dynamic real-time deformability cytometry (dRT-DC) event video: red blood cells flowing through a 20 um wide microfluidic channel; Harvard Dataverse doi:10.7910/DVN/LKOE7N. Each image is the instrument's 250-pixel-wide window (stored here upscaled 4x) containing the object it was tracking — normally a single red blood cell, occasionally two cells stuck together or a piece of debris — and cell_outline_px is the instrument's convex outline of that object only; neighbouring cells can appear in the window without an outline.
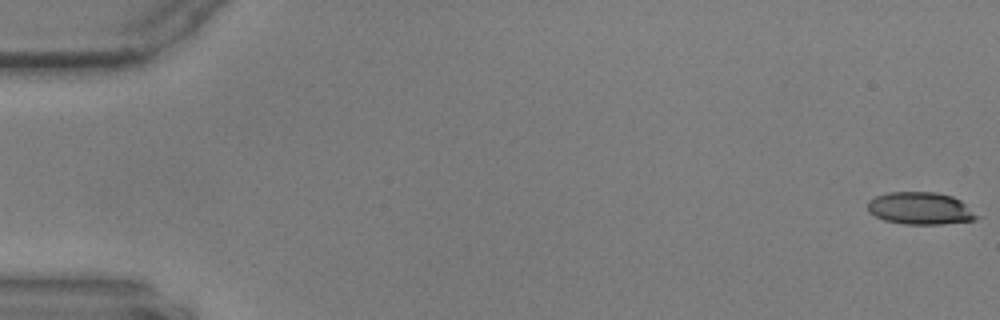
{"species": "common noctule bat (a hibernating species)", "species_latin": "Nyctalus noctula", "temperature_condition": "warm", "stored_images_in_passage": 59, "camera_frame_rate_fps": 3000, "um_per_image_px": 0.085, "animal": {"sex": "male", "body_mass_g": 17.9, "forearm_length_mm": 54.2}, "frame": {"image": 1, "passage_image": 1, "time_ms": 0.0, "image_size_px": [1000, 320], "cell_outline_px": [[980, 216], [976, 220], [944, 224], [904, 224], [884, 220], [868, 212], [868, 200], [876, 196], [888, 192], [936, 192], [952, 196], [960, 200]], "centroid_in_image_um": [78.23, 17.71], "position_along_channel_um": 6.8, "area_um2": 20.63}}
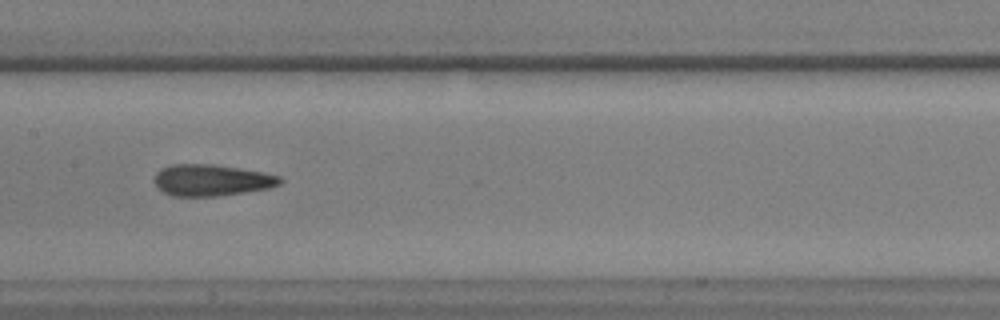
{"frame": {"image": 2, "passage_image": 30, "time_ms": 9.667, "image_size_px": [1000, 320], "cell_outline_px": [[284, 180], [280, 184], [268, 188], [244, 192], [216, 196], [172, 196], [156, 188], [152, 180], [156, 172], [160, 168], [168, 164], [212, 164], [240, 168], [264, 172], [280, 176]], "centroid_in_image_um": [17.93, 15.3], "position_along_channel_um": 189.5, "area_um2": 23.35}}
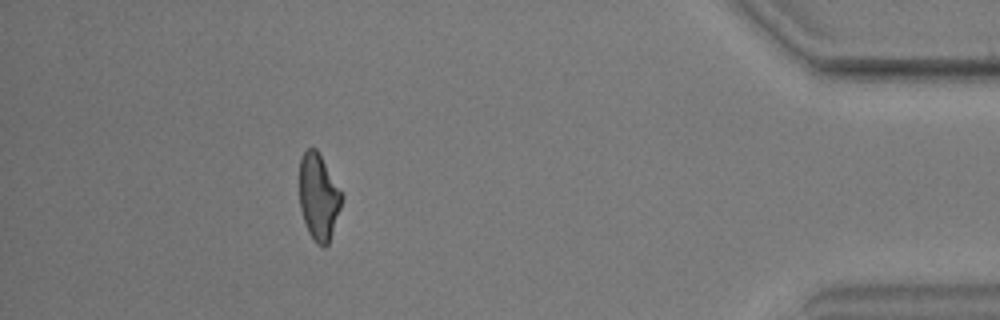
{"frame": {"image": 3, "passage_image": 53, "time_ms": 17.333, "image_size_px": [1000, 320], "cell_outline_px": [[344, 196], [328, 244], [324, 248], [316, 244], [308, 232], [300, 208], [300, 160], [304, 152], [308, 148], [316, 148], [344, 192]], "centroid_in_image_um": [27.1, 16.73], "position_along_channel_um": 408.1, "area_um2": 21.44}}